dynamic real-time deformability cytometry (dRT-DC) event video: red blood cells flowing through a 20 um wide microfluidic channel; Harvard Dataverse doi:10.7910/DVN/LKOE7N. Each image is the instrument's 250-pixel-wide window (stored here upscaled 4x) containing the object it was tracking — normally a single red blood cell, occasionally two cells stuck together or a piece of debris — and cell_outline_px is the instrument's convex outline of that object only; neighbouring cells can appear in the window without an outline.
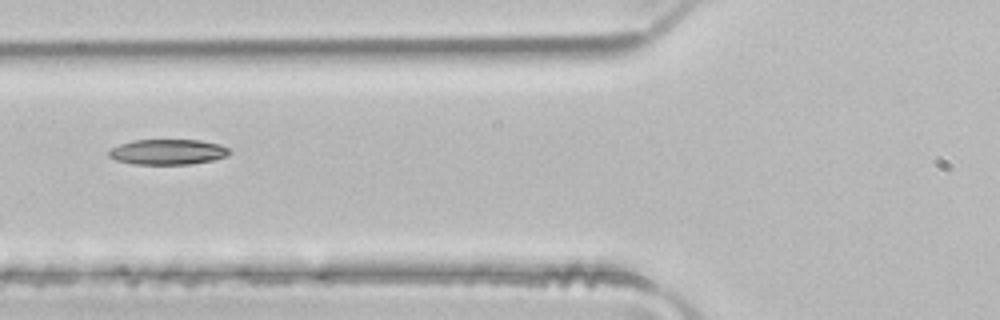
{"species": "common noctule bat (a hibernating species)", "species_latin": "Nyctalus noctula", "temperature_condition": "room temperature", "stored_images_in_passage": 3, "camera_frame_rate_fps": 3000, "um_per_image_px": 0.085, "animal": {"sex": "male", "body_mass_g": 21.5, "forearm_length_mm": 52.0}, "frame": {"image": 1, "passage_image": 3, "time_ms": 0.667, "image_size_px": [1000, 320], "cell_outline_px": [[232, 152], [228, 156], [212, 160], [192, 164], [132, 164], [116, 160], [108, 156], [108, 152], [112, 148], [120, 144], [132, 140], [200, 140], [220, 144], [228, 148]], "centroid_in_image_um": [14.28, 12.91], "position_along_channel_um": 111.5, "area_um2": 17.92}}